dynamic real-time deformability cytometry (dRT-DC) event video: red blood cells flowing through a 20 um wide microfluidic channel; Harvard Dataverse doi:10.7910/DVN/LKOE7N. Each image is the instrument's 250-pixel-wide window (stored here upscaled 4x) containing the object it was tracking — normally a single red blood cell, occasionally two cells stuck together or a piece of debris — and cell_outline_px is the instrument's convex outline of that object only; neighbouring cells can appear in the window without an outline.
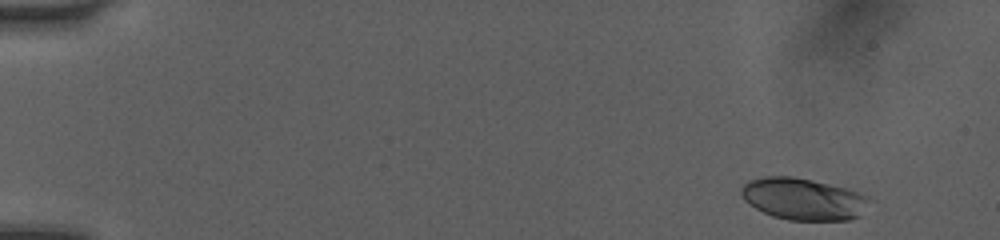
{"species": "human", "species_latin": "Homo sapiens", "temperature_condition": "room temperature", "stored_images_in_passage": 24, "camera_frame_rate_fps": 3000, "um_per_image_px": 0.085, "donor": {"sex": "female"}, "frame": {"image": 1, "passage_image": 1, "time_ms": 0.0, "image_size_px": [1000, 240], "cell_outline_px": [[868, 200], [860, 216], [852, 220], [788, 220], [772, 216], [756, 208], [744, 200], [740, 192], [740, 188], [748, 180], [764, 176], [792, 176], [812, 180], [844, 188], [868, 196]], "centroid_in_image_um": [68.22, 16.91], "position_along_channel_um": 16.8, "area_um2": 31.04}}
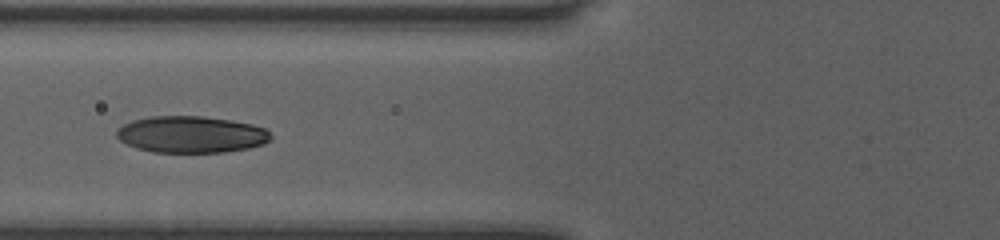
{"frame": {"image": 2, "passage_image": 17, "time_ms": 5.333, "image_size_px": [1000, 240], "cell_outline_px": [[272, 136], [264, 144], [248, 148], [224, 152], [152, 152], [136, 148], [120, 140], [116, 136], [116, 132], [124, 124], [132, 120], [152, 116], [204, 116], [232, 120], [252, 124], [264, 128]], "centroid_in_image_um": [16.25, 11.42], "position_along_channel_um": 109.6, "area_um2": 32.89}}
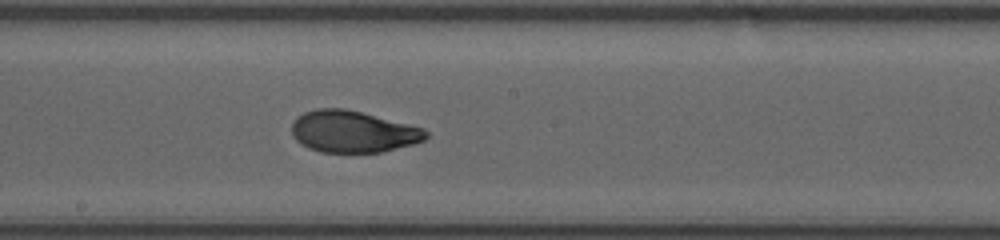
{"frame": {"image": 3, "passage_image": 24, "time_ms": 7.667, "image_size_px": [1000, 240], "cell_outline_px": [[428, 136], [424, 140], [412, 144], [380, 152], [320, 152], [308, 148], [300, 144], [292, 136], [292, 124], [296, 116], [304, 112], [316, 108], [344, 108], [424, 128], [428, 132]], "centroid_in_image_um": [29.95, 11.18], "position_along_channel_um": 218.2, "area_um2": 32.54}}